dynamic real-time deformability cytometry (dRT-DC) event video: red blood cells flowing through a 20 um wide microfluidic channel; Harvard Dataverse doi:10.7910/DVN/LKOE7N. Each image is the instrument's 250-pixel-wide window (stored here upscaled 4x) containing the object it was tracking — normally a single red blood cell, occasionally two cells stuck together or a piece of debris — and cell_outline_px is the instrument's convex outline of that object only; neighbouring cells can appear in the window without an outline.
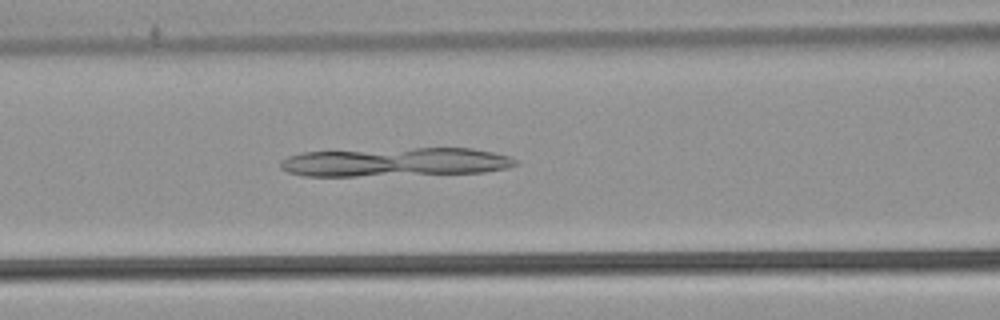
{"species": "common noctule bat (a hibernating species)", "species_latin": "Nyctalus noctula", "temperature_condition": "warm", "stored_images_in_passage": 49, "camera_frame_rate_fps": 3000, "um_per_image_px": 0.085, "animal": {"sex": "male", "body_mass_g": 21.5, "forearm_length_mm": 52.0}, "frame": {"image": 1, "passage_image": 19, "time_ms": 6.0, "image_size_px": [1000, 320], "cell_outline_px": [[516, 164], [508, 168], [484, 172], [356, 176], [304, 176], [288, 172], [280, 168], [280, 160], [288, 156], [304, 152], [416, 148], [472, 148], [492, 152], [508, 156], [516, 160]], "centroid_in_image_um": [33.57, 13.78], "position_along_channel_um": 133.0, "area_um2": 39.25}}
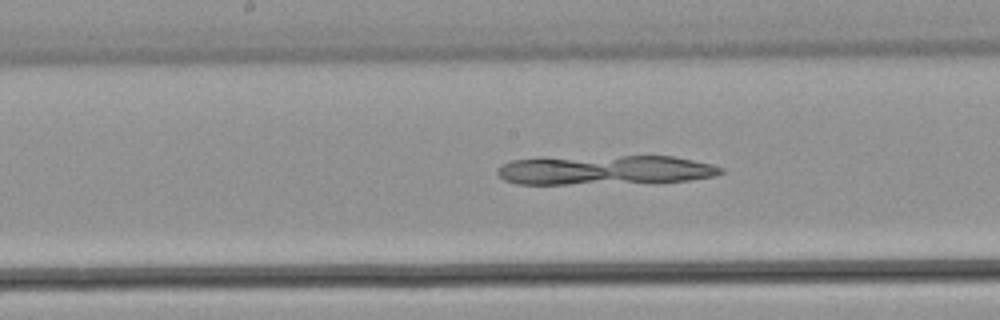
{"frame": {"image": 2, "passage_image": 24, "time_ms": 7.667, "image_size_px": [1000, 320], "cell_outline_px": [[724, 172], [716, 176], [688, 180], [568, 184], [516, 184], [504, 180], [496, 172], [496, 168], [512, 160], [540, 156], [672, 156], [712, 164], [724, 168]], "centroid_in_image_um": [51.33, 14.42], "position_along_channel_um": 196.9, "area_um2": 38.61}}